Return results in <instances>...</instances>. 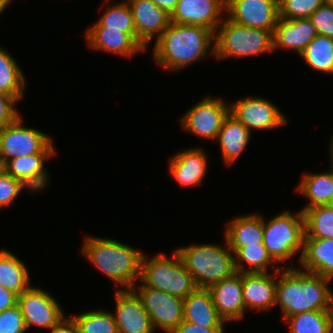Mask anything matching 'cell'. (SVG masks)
Segmentation results:
<instances>
[{
  "label": "cell",
  "instance_id": "47",
  "mask_svg": "<svg viewBox=\"0 0 333 333\" xmlns=\"http://www.w3.org/2000/svg\"><path fill=\"white\" fill-rule=\"evenodd\" d=\"M8 6L2 1L0 0V15L4 12V10L7 8Z\"/></svg>",
  "mask_w": 333,
  "mask_h": 333
},
{
  "label": "cell",
  "instance_id": "21",
  "mask_svg": "<svg viewBox=\"0 0 333 333\" xmlns=\"http://www.w3.org/2000/svg\"><path fill=\"white\" fill-rule=\"evenodd\" d=\"M57 152H39L26 157L11 159L5 163L6 172L13 178L21 181L29 192L36 193L48 187L49 173L45 161L54 157Z\"/></svg>",
  "mask_w": 333,
  "mask_h": 333
},
{
  "label": "cell",
  "instance_id": "23",
  "mask_svg": "<svg viewBox=\"0 0 333 333\" xmlns=\"http://www.w3.org/2000/svg\"><path fill=\"white\" fill-rule=\"evenodd\" d=\"M298 262L301 268H297L304 272L333 279V239L309 238L305 235Z\"/></svg>",
  "mask_w": 333,
  "mask_h": 333
},
{
  "label": "cell",
  "instance_id": "16",
  "mask_svg": "<svg viewBox=\"0 0 333 333\" xmlns=\"http://www.w3.org/2000/svg\"><path fill=\"white\" fill-rule=\"evenodd\" d=\"M86 44L90 49L116 54L122 58H131L136 53L146 51L137 41L136 33H124L119 30L102 27L97 21L84 32Z\"/></svg>",
  "mask_w": 333,
  "mask_h": 333
},
{
  "label": "cell",
  "instance_id": "6",
  "mask_svg": "<svg viewBox=\"0 0 333 333\" xmlns=\"http://www.w3.org/2000/svg\"><path fill=\"white\" fill-rule=\"evenodd\" d=\"M273 32L234 23L226 16L214 32V58L258 56L273 51Z\"/></svg>",
  "mask_w": 333,
  "mask_h": 333
},
{
  "label": "cell",
  "instance_id": "18",
  "mask_svg": "<svg viewBox=\"0 0 333 333\" xmlns=\"http://www.w3.org/2000/svg\"><path fill=\"white\" fill-rule=\"evenodd\" d=\"M207 153L200 147L187 148L169 158V174L180 187L202 185L208 169Z\"/></svg>",
  "mask_w": 333,
  "mask_h": 333
},
{
  "label": "cell",
  "instance_id": "30",
  "mask_svg": "<svg viewBox=\"0 0 333 333\" xmlns=\"http://www.w3.org/2000/svg\"><path fill=\"white\" fill-rule=\"evenodd\" d=\"M236 271L240 273H260L279 271L282 267L271 258L264 244L240 247L234 253Z\"/></svg>",
  "mask_w": 333,
  "mask_h": 333
},
{
  "label": "cell",
  "instance_id": "50",
  "mask_svg": "<svg viewBox=\"0 0 333 333\" xmlns=\"http://www.w3.org/2000/svg\"><path fill=\"white\" fill-rule=\"evenodd\" d=\"M325 2L333 3V0H324Z\"/></svg>",
  "mask_w": 333,
  "mask_h": 333
},
{
  "label": "cell",
  "instance_id": "49",
  "mask_svg": "<svg viewBox=\"0 0 333 333\" xmlns=\"http://www.w3.org/2000/svg\"><path fill=\"white\" fill-rule=\"evenodd\" d=\"M7 6H9L12 2V0H2Z\"/></svg>",
  "mask_w": 333,
  "mask_h": 333
},
{
  "label": "cell",
  "instance_id": "4",
  "mask_svg": "<svg viewBox=\"0 0 333 333\" xmlns=\"http://www.w3.org/2000/svg\"><path fill=\"white\" fill-rule=\"evenodd\" d=\"M224 240L225 246L206 243L175 249L198 288H208L237 272L234 253Z\"/></svg>",
  "mask_w": 333,
  "mask_h": 333
},
{
  "label": "cell",
  "instance_id": "20",
  "mask_svg": "<svg viewBox=\"0 0 333 333\" xmlns=\"http://www.w3.org/2000/svg\"><path fill=\"white\" fill-rule=\"evenodd\" d=\"M279 271L242 273V292L246 311H267L276 307V276Z\"/></svg>",
  "mask_w": 333,
  "mask_h": 333
},
{
  "label": "cell",
  "instance_id": "19",
  "mask_svg": "<svg viewBox=\"0 0 333 333\" xmlns=\"http://www.w3.org/2000/svg\"><path fill=\"white\" fill-rule=\"evenodd\" d=\"M207 289L211 293L219 316L226 323L244 319L246 307L243 301L242 273L236 272Z\"/></svg>",
  "mask_w": 333,
  "mask_h": 333
},
{
  "label": "cell",
  "instance_id": "39",
  "mask_svg": "<svg viewBox=\"0 0 333 333\" xmlns=\"http://www.w3.org/2000/svg\"><path fill=\"white\" fill-rule=\"evenodd\" d=\"M26 331L18 304L0 313V333H25Z\"/></svg>",
  "mask_w": 333,
  "mask_h": 333
},
{
  "label": "cell",
  "instance_id": "17",
  "mask_svg": "<svg viewBox=\"0 0 333 333\" xmlns=\"http://www.w3.org/2000/svg\"><path fill=\"white\" fill-rule=\"evenodd\" d=\"M126 1L132 11L137 41L146 50L151 40L156 42L168 27L170 15L151 0Z\"/></svg>",
  "mask_w": 333,
  "mask_h": 333
},
{
  "label": "cell",
  "instance_id": "48",
  "mask_svg": "<svg viewBox=\"0 0 333 333\" xmlns=\"http://www.w3.org/2000/svg\"><path fill=\"white\" fill-rule=\"evenodd\" d=\"M331 210H333V197L329 200V202L326 204Z\"/></svg>",
  "mask_w": 333,
  "mask_h": 333
},
{
  "label": "cell",
  "instance_id": "11",
  "mask_svg": "<svg viewBox=\"0 0 333 333\" xmlns=\"http://www.w3.org/2000/svg\"><path fill=\"white\" fill-rule=\"evenodd\" d=\"M18 306L26 329L48 328L50 331L65 317L60 303L45 289L31 286L18 296Z\"/></svg>",
  "mask_w": 333,
  "mask_h": 333
},
{
  "label": "cell",
  "instance_id": "13",
  "mask_svg": "<svg viewBox=\"0 0 333 333\" xmlns=\"http://www.w3.org/2000/svg\"><path fill=\"white\" fill-rule=\"evenodd\" d=\"M225 16L242 26L274 31L279 19L278 0H226Z\"/></svg>",
  "mask_w": 333,
  "mask_h": 333
},
{
  "label": "cell",
  "instance_id": "10",
  "mask_svg": "<svg viewBox=\"0 0 333 333\" xmlns=\"http://www.w3.org/2000/svg\"><path fill=\"white\" fill-rule=\"evenodd\" d=\"M137 283L132 290L149 314L154 330L171 333L183 321V299Z\"/></svg>",
  "mask_w": 333,
  "mask_h": 333
},
{
  "label": "cell",
  "instance_id": "14",
  "mask_svg": "<svg viewBox=\"0 0 333 333\" xmlns=\"http://www.w3.org/2000/svg\"><path fill=\"white\" fill-rule=\"evenodd\" d=\"M112 311L118 333H156L149 314L132 289H116Z\"/></svg>",
  "mask_w": 333,
  "mask_h": 333
},
{
  "label": "cell",
  "instance_id": "41",
  "mask_svg": "<svg viewBox=\"0 0 333 333\" xmlns=\"http://www.w3.org/2000/svg\"><path fill=\"white\" fill-rule=\"evenodd\" d=\"M225 327H203L183 320L171 333H225Z\"/></svg>",
  "mask_w": 333,
  "mask_h": 333
},
{
  "label": "cell",
  "instance_id": "46",
  "mask_svg": "<svg viewBox=\"0 0 333 333\" xmlns=\"http://www.w3.org/2000/svg\"><path fill=\"white\" fill-rule=\"evenodd\" d=\"M6 172L5 162L0 158V176Z\"/></svg>",
  "mask_w": 333,
  "mask_h": 333
},
{
  "label": "cell",
  "instance_id": "31",
  "mask_svg": "<svg viewBox=\"0 0 333 333\" xmlns=\"http://www.w3.org/2000/svg\"><path fill=\"white\" fill-rule=\"evenodd\" d=\"M299 56L313 70L333 76V38L318 34Z\"/></svg>",
  "mask_w": 333,
  "mask_h": 333
},
{
  "label": "cell",
  "instance_id": "38",
  "mask_svg": "<svg viewBox=\"0 0 333 333\" xmlns=\"http://www.w3.org/2000/svg\"><path fill=\"white\" fill-rule=\"evenodd\" d=\"M317 33L333 38V3L325 2L310 17Z\"/></svg>",
  "mask_w": 333,
  "mask_h": 333
},
{
  "label": "cell",
  "instance_id": "26",
  "mask_svg": "<svg viewBox=\"0 0 333 333\" xmlns=\"http://www.w3.org/2000/svg\"><path fill=\"white\" fill-rule=\"evenodd\" d=\"M251 132L230 113L224 119L221 130L215 142H219L223 161L226 165L235 163L246 150Z\"/></svg>",
  "mask_w": 333,
  "mask_h": 333
},
{
  "label": "cell",
  "instance_id": "43",
  "mask_svg": "<svg viewBox=\"0 0 333 333\" xmlns=\"http://www.w3.org/2000/svg\"><path fill=\"white\" fill-rule=\"evenodd\" d=\"M49 333H79L76 322L71 316L64 317Z\"/></svg>",
  "mask_w": 333,
  "mask_h": 333
},
{
  "label": "cell",
  "instance_id": "24",
  "mask_svg": "<svg viewBox=\"0 0 333 333\" xmlns=\"http://www.w3.org/2000/svg\"><path fill=\"white\" fill-rule=\"evenodd\" d=\"M224 238L235 253L240 247L263 243V216L244 214L225 223Z\"/></svg>",
  "mask_w": 333,
  "mask_h": 333
},
{
  "label": "cell",
  "instance_id": "34",
  "mask_svg": "<svg viewBox=\"0 0 333 333\" xmlns=\"http://www.w3.org/2000/svg\"><path fill=\"white\" fill-rule=\"evenodd\" d=\"M303 215L307 237L333 239V210L327 205L308 208Z\"/></svg>",
  "mask_w": 333,
  "mask_h": 333
},
{
  "label": "cell",
  "instance_id": "33",
  "mask_svg": "<svg viewBox=\"0 0 333 333\" xmlns=\"http://www.w3.org/2000/svg\"><path fill=\"white\" fill-rule=\"evenodd\" d=\"M104 2L108 6L96 20L102 27L119 30L124 33H136L132 11L126 0L111 3L110 5V0H105Z\"/></svg>",
  "mask_w": 333,
  "mask_h": 333
},
{
  "label": "cell",
  "instance_id": "35",
  "mask_svg": "<svg viewBox=\"0 0 333 333\" xmlns=\"http://www.w3.org/2000/svg\"><path fill=\"white\" fill-rule=\"evenodd\" d=\"M79 333H118L117 325L110 311L95 309L78 315H71Z\"/></svg>",
  "mask_w": 333,
  "mask_h": 333
},
{
  "label": "cell",
  "instance_id": "5",
  "mask_svg": "<svg viewBox=\"0 0 333 333\" xmlns=\"http://www.w3.org/2000/svg\"><path fill=\"white\" fill-rule=\"evenodd\" d=\"M170 257L159 252L148 259L144 253L139 281L145 287L184 299L198 287L175 249Z\"/></svg>",
  "mask_w": 333,
  "mask_h": 333
},
{
  "label": "cell",
  "instance_id": "42",
  "mask_svg": "<svg viewBox=\"0 0 333 333\" xmlns=\"http://www.w3.org/2000/svg\"><path fill=\"white\" fill-rule=\"evenodd\" d=\"M18 303V295L0 285V313Z\"/></svg>",
  "mask_w": 333,
  "mask_h": 333
},
{
  "label": "cell",
  "instance_id": "44",
  "mask_svg": "<svg viewBox=\"0 0 333 333\" xmlns=\"http://www.w3.org/2000/svg\"><path fill=\"white\" fill-rule=\"evenodd\" d=\"M157 7L166 11L169 15L175 10L178 0H151Z\"/></svg>",
  "mask_w": 333,
  "mask_h": 333
},
{
  "label": "cell",
  "instance_id": "2",
  "mask_svg": "<svg viewBox=\"0 0 333 333\" xmlns=\"http://www.w3.org/2000/svg\"><path fill=\"white\" fill-rule=\"evenodd\" d=\"M152 50L156 65L177 72L201 61L208 53L214 56V32L202 26L170 22Z\"/></svg>",
  "mask_w": 333,
  "mask_h": 333
},
{
  "label": "cell",
  "instance_id": "32",
  "mask_svg": "<svg viewBox=\"0 0 333 333\" xmlns=\"http://www.w3.org/2000/svg\"><path fill=\"white\" fill-rule=\"evenodd\" d=\"M290 333H333V311H309L287 317Z\"/></svg>",
  "mask_w": 333,
  "mask_h": 333
},
{
  "label": "cell",
  "instance_id": "22",
  "mask_svg": "<svg viewBox=\"0 0 333 333\" xmlns=\"http://www.w3.org/2000/svg\"><path fill=\"white\" fill-rule=\"evenodd\" d=\"M318 35L309 18L287 20L279 18L273 32V51L291 50L300 55Z\"/></svg>",
  "mask_w": 333,
  "mask_h": 333
},
{
  "label": "cell",
  "instance_id": "3",
  "mask_svg": "<svg viewBox=\"0 0 333 333\" xmlns=\"http://www.w3.org/2000/svg\"><path fill=\"white\" fill-rule=\"evenodd\" d=\"M83 241V257L115 282V286L119 285L117 289H132L135 282L140 280L141 259L144 254L141 250L113 238L89 234Z\"/></svg>",
  "mask_w": 333,
  "mask_h": 333
},
{
  "label": "cell",
  "instance_id": "28",
  "mask_svg": "<svg viewBox=\"0 0 333 333\" xmlns=\"http://www.w3.org/2000/svg\"><path fill=\"white\" fill-rule=\"evenodd\" d=\"M27 265L8 249H0V285L21 295L32 285Z\"/></svg>",
  "mask_w": 333,
  "mask_h": 333
},
{
  "label": "cell",
  "instance_id": "40",
  "mask_svg": "<svg viewBox=\"0 0 333 333\" xmlns=\"http://www.w3.org/2000/svg\"><path fill=\"white\" fill-rule=\"evenodd\" d=\"M16 104L18 102L12 96L0 92V130L21 114L16 109Z\"/></svg>",
  "mask_w": 333,
  "mask_h": 333
},
{
  "label": "cell",
  "instance_id": "15",
  "mask_svg": "<svg viewBox=\"0 0 333 333\" xmlns=\"http://www.w3.org/2000/svg\"><path fill=\"white\" fill-rule=\"evenodd\" d=\"M225 11L226 0H178L170 22L202 26L215 32Z\"/></svg>",
  "mask_w": 333,
  "mask_h": 333
},
{
  "label": "cell",
  "instance_id": "45",
  "mask_svg": "<svg viewBox=\"0 0 333 333\" xmlns=\"http://www.w3.org/2000/svg\"><path fill=\"white\" fill-rule=\"evenodd\" d=\"M330 149H329V155H330V166L329 167H332L333 168V135L331 136L330 138Z\"/></svg>",
  "mask_w": 333,
  "mask_h": 333
},
{
  "label": "cell",
  "instance_id": "25",
  "mask_svg": "<svg viewBox=\"0 0 333 333\" xmlns=\"http://www.w3.org/2000/svg\"><path fill=\"white\" fill-rule=\"evenodd\" d=\"M183 320L203 327H224L228 324L219 316L207 288H197L183 299Z\"/></svg>",
  "mask_w": 333,
  "mask_h": 333
},
{
  "label": "cell",
  "instance_id": "9",
  "mask_svg": "<svg viewBox=\"0 0 333 333\" xmlns=\"http://www.w3.org/2000/svg\"><path fill=\"white\" fill-rule=\"evenodd\" d=\"M229 113V103L225 102L223 98L209 95L188 108L179 124L187 133L214 142Z\"/></svg>",
  "mask_w": 333,
  "mask_h": 333
},
{
  "label": "cell",
  "instance_id": "12",
  "mask_svg": "<svg viewBox=\"0 0 333 333\" xmlns=\"http://www.w3.org/2000/svg\"><path fill=\"white\" fill-rule=\"evenodd\" d=\"M230 114L251 133L287 125L288 119L272 101L260 96L240 98L230 103Z\"/></svg>",
  "mask_w": 333,
  "mask_h": 333
},
{
  "label": "cell",
  "instance_id": "1",
  "mask_svg": "<svg viewBox=\"0 0 333 333\" xmlns=\"http://www.w3.org/2000/svg\"><path fill=\"white\" fill-rule=\"evenodd\" d=\"M279 270L276 283V306L283 321L295 314L309 311H333V279L304 272L291 264Z\"/></svg>",
  "mask_w": 333,
  "mask_h": 333
},
{
  "label": "cell",
  "instance_id": "27",
  "mask_svg": "<svg viewBox=\"0 0 333 333\" xmlns=\"http://www.w3.org/2000/svg\"><path fill=\"white\" fill-rule=\"evenodd\" d=\"M302 176L295 190L309 201L300 210L303 212L314 206L326 205L333 197V168L322 173L306 172Z\"/></svg>",
  "mask_w": 333,
  "mask_h": 333
},
{
  "label": "cell",
  "instance_id": "36",
  "mask_svg": "<svg viewBox=\"0 0 333 333\" xmlns=\"http://www.w3.org/2000/svg\"><path fill=\"white\" fill-rule=\"evenodd\" d=\"M324 3V0H278L279 18H309Z\"/></svg>",
  "mask_w": 333,
  "mask_h": 333
},
{
  "label": "cell",
  "instance_id": "8",
  "mask_svg": "<svg viewBox=\"0 0 333 333\" xmlns=\"http://www.w3.org/2000/svg\"><path fill=\"white\" fill-rule=\"evenodd\" d=\"M21 115L0 130V158L6 163L39 152H57L52 138L34 127H25Z\"/></svg>",
  "mask_w": 333,
  "mask_h": 333
},
{
  "label": "cell",
  "instance_id": "37",
  "mask_svg": "<svg viewBox=\"0 0 333 333\" xmlns=\"http://www.w3.org/2000/svg\"><path fill=\"white\" fill-rule=\"evenodd\" d=\"M29 190L21 181L13 178L7 172L0 176V210L9 208L15 202L22 190Z\"/></svg>",
  "mask_w": 333,
  "mask_h": 333
},
{
  "label": "cell",
  "instance_id": "7",
  "mask_svg": "<svg viewBox=\"0 0 333 333\" xmlns=\"http://www.w3.org/2000/svg\"><path fill=\"white\" fill-rule=\"evenodd\" d=\"M270 219L263 216V244L271 258L280 266L296 254L301 256L305 236L303 212L285 210Z\"/></svg>",
  "mask_w": 333,
  "mask_h": 333
},
{
  "label": "cell",
  "instance_id": "29",
  "mask_svg": "<svg viewBox=\"0 0 333 333\" xmlns=\"http://www.w3.org/2000/svg\"><path fill=\"white\" fill-rule=\"evenodd\" d=\"M3 48L0 47V92L20 102L25 93L26 78L17 60Z\"/></svg>",
  "mask_w": 333,
  "mask_h": 333
}]
</instances>
